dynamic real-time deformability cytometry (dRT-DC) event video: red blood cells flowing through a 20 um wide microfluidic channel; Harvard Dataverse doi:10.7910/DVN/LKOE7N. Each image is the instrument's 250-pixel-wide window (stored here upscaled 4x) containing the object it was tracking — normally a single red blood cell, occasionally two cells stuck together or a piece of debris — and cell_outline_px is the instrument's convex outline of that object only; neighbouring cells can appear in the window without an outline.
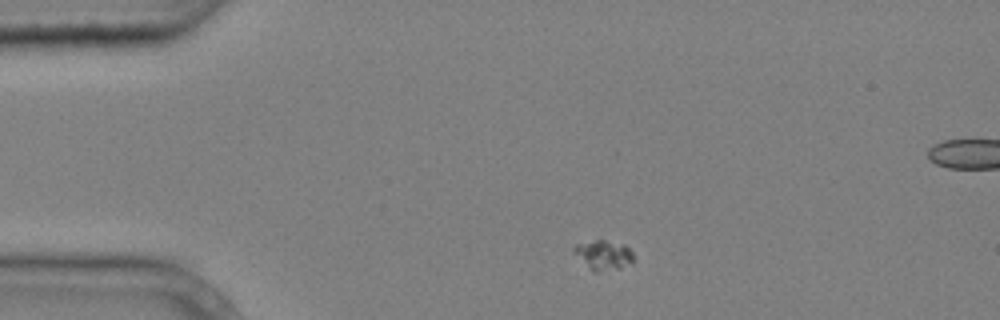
{"species": "common noctule bat (a hibernating species)", "species_latin": "Nyctalus noctula", "temperature_condition": "cold", "stored_images_in_passage": 3, "camera_frame_rate_fps": 3000, "um_per_image_px": 0.085, "animal": {"sex": "male", "body_mass_g": 20.4}, "frame": {"image": 1, "passage_image": 1, "time_ms": 0.0, "image_size_px": [1000, 320], "cell_outline_px": [[636, 260], [620, 268], [596, 272], [572, 252], [572, 248], [576, 244], [596, 240], [604, 240], [624, 244], [632, 252]], "centroid_in_image_um": [51.32, 21.66], "position_along_channel_um": 33.7, "area_um2": 10.12}}